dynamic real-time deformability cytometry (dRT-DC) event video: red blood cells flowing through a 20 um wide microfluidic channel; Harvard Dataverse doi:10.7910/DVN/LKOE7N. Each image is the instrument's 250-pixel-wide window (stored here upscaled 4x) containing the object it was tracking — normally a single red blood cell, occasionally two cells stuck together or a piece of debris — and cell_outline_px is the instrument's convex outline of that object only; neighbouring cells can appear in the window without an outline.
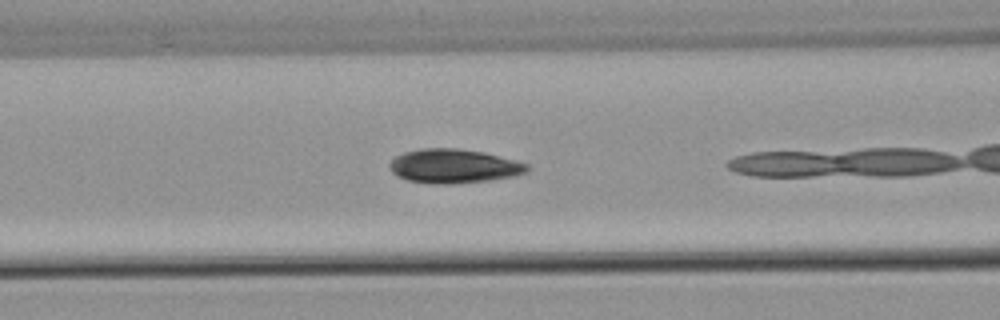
{"species": "common noctule bat (a hibernating species)", "species_latin": "Nyctalus noctula", "temperature_condition": "warm", "stored_images_in_passage": 25, "camera_frame_rate_fps": 3000, "um_per_image_px": 0.085, "animal": {"sex": "male", "body_mass_g": 21.5, "forearm_length_mm": 52.0}, "frame": {"image": 1, "passage_image": 5, "time_ms": 1.333, "image_size_px": [1000, 320], "cell_outline_px": [[528, 172], [516, 176], [488, 180], [452, 184], [436, 184], [408, 180], [396, 176], [388, 168], [388, 164], [396, 156], [404, 152], [420, 148], [460, 148], [484, 152], [528, 164]], "centroid_in_image_um": [38.55, 14.12], "position_along_channel_um": 128.1, "area_um2": 27.4}}
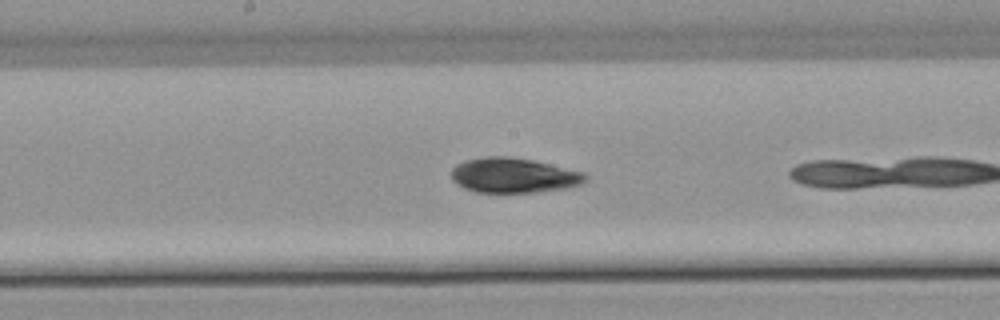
{"frame": {"image": 2, "passage_image": 11, "time_ms": 3.333, "image_size_px": [1000, 320], "cell_outline_px": [[588, 180], [580, 184], [568, 188], [532, 192], [476, 192], [464, 188], [456, 184], [452, 180], [452, 168], [456, 164], [464, 160], [484, 156], [508, 156], [532, 160], [584, 172], [588, 176]], "centroid_in_image_um": [43.64, 14.9], "position_along_channel_um": 204.6, "area_um2": 27.4}}
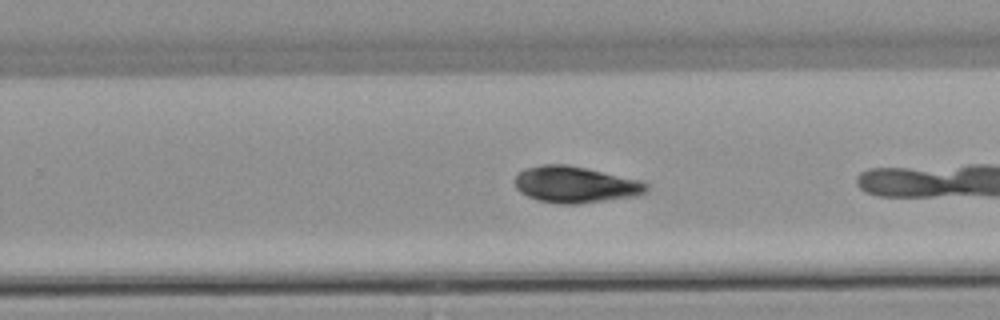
{"frame": {"image": 3, "passage_image": 17, "time_ms": 5.333, "image_size_px": [1000, 320], "cell_outline_px": [[648, 192], [636, 196], [576, 204], [556, 204], [540, 200], [528, 196], [520, 192], [516, 188], [516, 176], [524, 168], [540, 164], [568, 164], [640, 180], [648, 184]], "centroid_in_image_um": [48.91, 15.68], "position_along_channel_um": 280.9, "area_um2": 27.92}}